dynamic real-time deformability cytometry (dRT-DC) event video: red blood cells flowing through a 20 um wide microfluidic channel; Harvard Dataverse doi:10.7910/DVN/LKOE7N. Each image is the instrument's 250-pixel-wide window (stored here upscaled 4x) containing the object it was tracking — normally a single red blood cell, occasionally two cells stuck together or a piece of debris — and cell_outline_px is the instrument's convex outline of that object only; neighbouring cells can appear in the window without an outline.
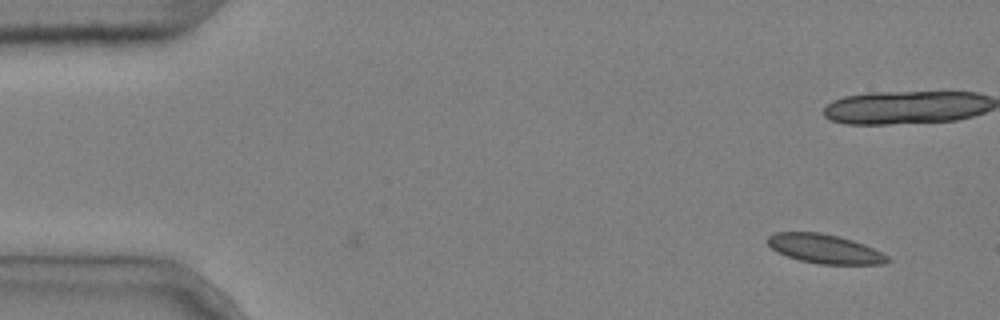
{"species": "common noctule bat (a hibernating species)", "species_latin": "Nyctalus noctula", "temperature_condition": "cold", "stored_images_in_passage": 2, "camera_frame_rate_fps": 3000, "um_per_image_px": 0.085, "animal": {"sex": "male", "body_mass_g": 20.4}, "frame": {"image": 1, "passage_image": 2, "time_ms": 0.333, "image_size_px": [1000, 320], "cell_outline_px": [[892, 260], [884, 264], [820, 264], [800, 260], [776, 252], [768, 244], [768, 236], [776, 232], [820, 232], [840, 236], [864, 244], [888, 256]], "centroid_in_image_um": [70.11, 21.15], "position_along_channel_um": 14.9, "area_um2": 20.29}}